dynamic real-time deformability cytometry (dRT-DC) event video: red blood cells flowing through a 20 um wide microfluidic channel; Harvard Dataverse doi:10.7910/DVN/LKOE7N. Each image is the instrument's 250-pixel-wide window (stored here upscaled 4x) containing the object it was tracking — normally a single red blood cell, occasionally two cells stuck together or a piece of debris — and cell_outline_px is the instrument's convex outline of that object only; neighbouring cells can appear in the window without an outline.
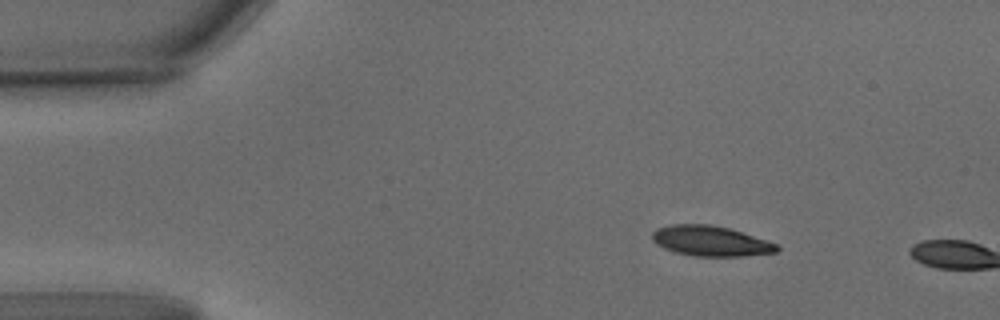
{"species": "common noctule bat (a hibernating species)", "species_latin": "Nyctalus noctula", "temperature_condition": "warm", "stored_images_in_passage": 3, "camera_frame_rate_fps": 3000, "um_per_image_px": 0.085, "animal": {"sex": "male", "body_mass_g": 15.6}, "frame": {"image": 1, "passage_image": 1, "time_ms": 0.0, "image_size_px": [1000, 320], "cell_outline_px": [[780, 248], [776, 252], [740, 256], [692, 256], [676, 252], [664, 248], [656, 244], [652, 240], [652, 232], [656, 228], [672, 224], [712, 224], [728, 228], [776, 244]], "centroid_in_image_um": [60.33, 20.48], "position_along_channel_um": 24.7, "area_um2": 21.73}}